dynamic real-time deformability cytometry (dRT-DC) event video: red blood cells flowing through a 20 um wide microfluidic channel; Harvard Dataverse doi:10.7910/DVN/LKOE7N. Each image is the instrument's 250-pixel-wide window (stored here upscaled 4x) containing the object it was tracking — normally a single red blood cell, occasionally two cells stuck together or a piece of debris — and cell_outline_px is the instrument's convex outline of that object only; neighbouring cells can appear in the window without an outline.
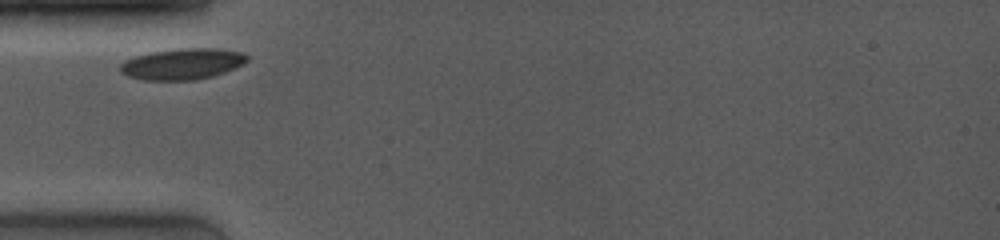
{"species": "common noctule bat (a hibernating species)", "species_latin": "Nyctalus noctula", "temperature_condition": "room temperature", "stored_images_in_passage": 7, "camera_frame_rate_fps": 4000, "um_per_image_px": 0.085, "animal": {"sex": "female", "body_mass_g": 19.0, "forearm_length_mm": 53.3}, "frame": {"image": 1, "passage_image": 1, "time_ms": 0.0, "image_size_px": [1000, 240], "cell_outline_px": [[248, 60], [224, 72], [212, 76], [192, 80], [144, 80], [128, 76], [120, 72], [120, 64], [124, 60], [148, 52], [180, 48], [220, 48], [244, 52], [248, 56]], "centroid_in_image_um": [15.48, 5.42], "position_along_channel_um": 69.5, "area_um2": 23.0}}
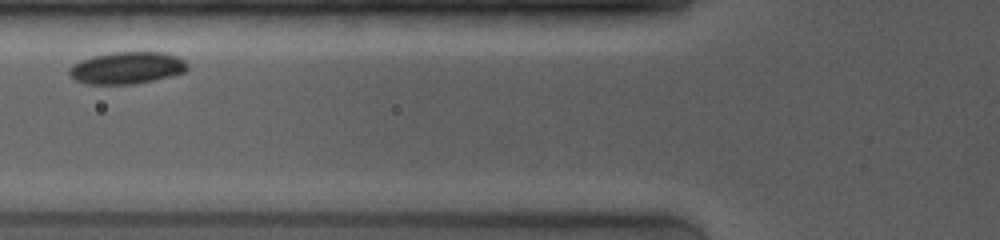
{"frame": {"image": 2, "passage_image": 3, "time_ms": 1.25, "image_size_px": [1000, 240], "cell_outline_px": [[188, 68], [184, 72], [172, 76], [136, 84], [84, 84], [76, 80], [68, 72], [68, 68], [72, 64], [80, 60], [92, 56], [108, 52], [164, 52], [176, 56], [184, 60], [188, 64]], "centroid_in_image_um": [10.77, 5.77], "position_along_channel_um": 115.0, "area_um2": 22.31}}
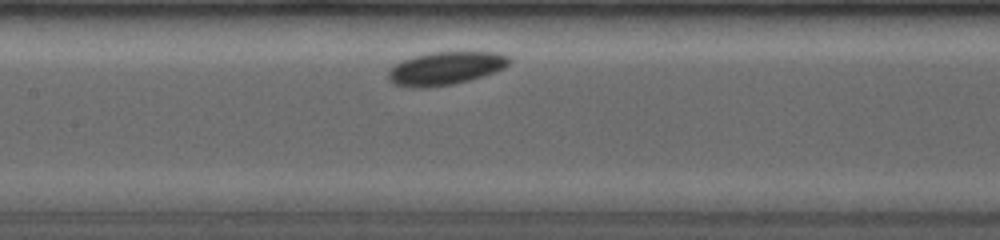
{"frame": {"image": 3, "passage_image": 5, "time_ms": 2.75, "image_size_px": [1000, 240], "cell_outline_px": [[512, 60], [504, 68], [484, 76], [452, 84], [428, 88], [412, 88], [392, 84], [388, 80], [388, 68], [412, 56], [428, 52], [500, 52], [508, 56]], "centroid_in_image_um": [37.84, 5.81], "position_along_channel_um": 169.6, "area_um2": 23.64}}